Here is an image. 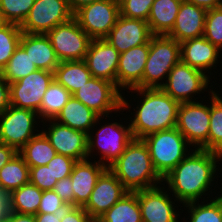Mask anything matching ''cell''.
<instances>
[{"label":"cell","instance_id":"6da1fadb","mask_svg":"<svg viewBox=\"0 0 222 222\" xmlns=\"http://www.w3.org/2000/svg\"><path fill=\"white\" fill-rule=\"evenodd\" d=\"M221 158L219 153L196 148L164 176L163 181H166L176 200L181 203L197 201L210 190L217 170L216 163Z\"/></svg>","mask_w":222,"mask_h":222},{"label":"cell","instance_id":"7a4b0ae2","mask_svg":"<svg viewBox=\"0 0 222 222\" xmlns=\"http://www.w3.org/2000/svg\"><path fill=\"white\" fill-rule=\"evenodd\" d=\"M144 98L141 105L136 107L134 119L130 127L133 138L143 139L146 136L173 129L176 127L180 102L174 100L161 88H133Z\"/></svg>","mask_w":222,"mask_h":222},{"label":"cell","instance_id":"3957f363","mask_svg":"<svg viewBox=\"0 0 222 222\" xmlns=\"http://www.w3.org/2000/svg\"><path fill=\"white\" fill-rule=\"evenodd\" d=\"M109 169L129 192L152 188L163 182L142 139L134 138Z\"/></svg>","mask_w":222,"mask_h":222},{"label":"cell","instance_id":"277c9868","mask_svg":"<svg viewBox=\"0 0 222 222\" xmlns=\"http://www.w3.org/2000/svg\"><path fill=\"white\" fill-rule=\"evenodd\" d=\"M142 140L149 150L155 170L162 178L188 155L187 145H191L176 127L150 134Z\"/></svg>","mask_w":222,"mask_h":222},{"label":"cell","instance_id":"5b68a950","mask_svg":"<svg viewBox=\"0 0 222 222\" xmlns=\"http://www.w3.org/2000/svg\"><path fill=\"white\" fill-rule=\"evenodd\" d=\"M181 61L180 43L167 35H153L144 67L142 88H160L172 68Z\"/></svg>","mask_w":222,"mask_h":222},{"label":"cell","instance_id":"8992f818","mask_svg":"<svg viewBox=\"0 0 222 222\" xmlns=\"http://www.w3.org/2000/svg\"><path fill=\"white\" fill-rule=\"evenodd\" d=\"M121 94L114 83L102 78L91 77L72 96L99 116L109 117V112L111 113L113 110L130 108V104Z\"/></svg>","mask_w":222,"mask_h":222},{"label":"cell","instance_id":"52a82bcc","mask_svg":"<svg viewBox=\"0 0 222 222\" xmlns=\"http://www.w3.org/2000/svg\"><path fill=\"white\" fill-rule=\"evenodd\" d=\"M46 35L60 62L84 60L92 41L74 17L66 23L57 25Z\"/></svg>","mask_w":222,"mask_h":222},{"label":"cell","instance_id":"ba28073f","mask_svg":"<svg viewBox=\"0 0 222 222\" xmlns=\"http://www.w3.org/2000/svg\"><path fill=\"white\" fill-rule=\"evenodd\" d=\"M73 17L67 0H35L20 28L22 33L47 34Z\"/></svg>","mask_w":222,"mask_h":222},{"label":"cell","instance_id":"9c48e42d","mask_svg":"<svg viewBox=\"0 0 222 222\" xmlns=\"http://www.w3.org/2000/svg\"><path fill=\"white\" fill-rule=\"evenodd\" d=\"M119 15L118 0H99L81 7L74 13V18L92 39H104Z\"/></svg>","mask_w":222,"mask_h":222},{"label":"cell","instance_id":"30bf717a","mask_svg":"<svg viewBox=\"0 0 222 222\" xmlns=\"http://www.w3.org/2000/svg\"><path fill=\"white\" fill-rule=\"evenodd\" d=\"M210 106L199 102L180 103L176 128L197 149L208 150Z\"/></svg>","mask_w":222,"mask_h":222},{"label":"cell","instance_id":"8fae6325","mask_svg":"<svg viewBox=\"0 0 222 222\" xmlns=\"http://www.w3.org/2000/svg\"><path fill=\"white\" fill-rule=\"evenodd\" d=\"M38 113L29 109L9 108L0 115V142L17 152L34 136V123Z\"/></svg>","mask_w":222,"mask_h":222},{"label":"cell","instance_id":"7c38bea8","mask_svg":"<svg viewBox=\"0 0 222 222\" xmlns=\"http://www.w3.org/2000/svg\"><path fill=\"white\" fill-rule=\"evenodd\" d=\"M54 80V72L37 69L10 86V105L39 112L43 96Z\"/></svg>","mask_w":222,"mask_h":222},{"label":"cell","instance_id":"4fadbf2b","mask_svg":"<svg viewBox=\"0 0 222 222\" xmlns=\"http://www.w3.org/2000/svg\"><path fill=\"white\" fill-rule=\"evenodd\" d=\"M205 73L180 61L169 72L160 88L180 103L192 102V94L205 91L210 82L209 75Z\"/></svg>","mask_w":222,"mask_h":222},{"label":"cell","instance_id":"5bb4252c","mask_svg":"<svg viewBox=\"0 0 222 222\" xmlns=\"http://www.w3.org/2000/svg\"><path fill=\"white\" fill-rule=\"evenodd\" d=\"M96 133L95 141L92 138L93 135L88 134L87 155L88 157L91 156L93 149L98 147L97 150L100 149L102 153L99 162L107 168L121 156L128 144L134 139L130 124L128 127H124L117 122L108 123V125H103ZM104 160L108 162H104Z\"/></svg>","mask_w":222,"mask_h":222},{"label":"cell","instance_id":"9a60e30c","mask_svg":"<svg viewBox=\"0 0 222 222\" xmlns=\"http://www.w3.org/2000/svg\"><path fill=\"white\" fill-rule=\"evenodd\" d=\"M127 192L129 191L115 174L109 168H106L98 177L90 198L83 209L96 221Z\"/></svg>","mask_w":222,"mask_h":222},{"label":"cell","instance_id":"2e32d148","mask_svg":"<svg viewBox=\"0 0 222 222\" xmlns=\"http://www.w3.org/2000/svg\"><path fill=\"white\" fill-rule=\"evenodd\" d=\"M51 121V122H50ZM48 130L42 132L49 139L57 154L68 156L76 161L88 159V135L49 119Z\"/></svg>","mask_w":222,"mask_h":222},{"label":"cell","instance_id":"e0dca14e","mask_svg":"<svg viewBox=\"0 0 222 222\" xmlns=\"http://www.w3.org/2000/svg\"><path fill=\"white\" fill-rule=\"evenodd\" d=\"M147 21L119 15L116 24L104 38L119 53L147 44L152 37Z\"/></svg>","mask_w":222,"mask_h":222},{"label":"cell","instance_id":"ac0fdd59","mask_svg":"<svg viewBox=\"0 0 222 222\" xmlns=\"http://www.w3.org/2000/svg\"><path fill=\"white\" fill-rule=\"evenodd\" d=\"M160 186L138 190L142 222H178L169 194Z\"/></svg>","mask_w":222,"mask_h":222},{"label":"cell","instance_id":"d6986e66","mask_svg":"<svg viewBox=\"0 0 222 222\" xmlns=\"http://www.w3.org/2000/svg\"><path fill=\"white\" fill-rule=\"evenodd\" d=\"M119 55L105 39H92L84 60L92 77L102 78L116 85Z\"/></svg>","mask_w":222,"mask_h":222},{"label":"cell","instance_id":"ffe728a7","mask_svg":"<svg viewBox=\"0 0 222 222\" xmlns=\"http://www.w3.org/2000/svg\"><path fill=\"white\" fill-rule=\"evenodd\" d=\"M148 54L149 42L120 53L116 75V87L119 90L125 87L126 89L142 88V77Z\"/></svg>","mask_w":222,"mask_h":222},{"label":"cell","instance_id":"44dd1931","mask_svg":"<svg viewBox=\"0 0 222 222\" xmlns=\"http://www.w3.org/2000/svg\"><path fill=\"white\" fill-rule=\"evenodd\" d=\"M206 13V9L183 0L167 36L179 43L203 36Z\"/></svg>","mask_w":222,"mask_h":222},{"label":"cell","instance_id":"7402d4cb","mask_svg":"<svg viewBox=\"0 0 222 222\" xmlns=\"http://www.w3.org/2000/svg\"><path fill=\"white\" fill-rule=\"evenodd\" d=\"M95 161L92 164L88 159L77 161L72 169L70 179L74 193V206H84L90 198L98 177L107 168Z\"/></svg>","mask_w":222,"mask_h":222},{"label":"cell","instance_id":"603a6c76","mask_svg":"<svg viewBox=\"0 0 222 222\" xmlns=\"http://www.w3.org/2000/svg\"><path fill=\"white\" fill-rule=\"evenodd\" d=\"M219 51L204 36L180 43L181 62L202 72L218 63Z\"/></svg>","mask_w":222,"mask_h":222},{"label":"cell","instance_id":"cb8c5ba5","mask_svg":"<svg viewBox=\"0 0 222 222\" xmlns=\"http://www.w3.org/2000/svg\"><path fill=\"white\" fill-rule=\"evenodd\" d=\"M20 46L38 69L54 72L60 63L46 34L22 33Z\"/></svg>","mask_w":222,"mask_h":222},{"label":"cell","instance_id":"d4e9b609","mask_svg":"<svg viewBox=\"0 0 222 222\" xmlns=\"http://www.w3.org/2000/svg\"><path fill=\"white\" fill-rule=\"evenodd\" d=\"M99 118L101 120L102 116L71 96L54 120L88 135L91 128L99 122Z\"/></svg>","mask_w":222,"mask_h":222},{"label":"cell","instance_id":"484cf974","mask_svg":"<svg viewBox=\"0 0 222 222\" xmlns=\"http://www.w3.org/2000/svg\"><path fill=\"white\" fill-rule=\"evenodd\" d=\"M183 0H154L147 23L152 35H168Z\"/></svg>","mask_w":222,"mask_h":222},{"label":"cell","instance_id":"4316f807","mask_svg":"<svg viewBox=\"0 0 222 222\" xmlns=\"http://www.w3.org/2000/svg\"><path fill=\"white\" fill-rule=\"evenodd\" d=\"M91 77L85 60L62 61L54 71V79L71 94L86 84Z\"/></svg>","mask_w":222,"mask_h":222},{"label":"cell","instance_id":"83f0119b","mask_svg":"<svg viewBox=\"0 0 222 222\" xmlns=\"http://www.w3.org/2000/svg\"><path fill=\"white\" fill-rule=\"evenodd\" d=\"M29 170L23 157L17 152L0 169V194L9 195L13 190L29 183Z\"/></svg>","mask_w":222,"mask_h":222},{"label":"cell","instance_id":"f1b7e54d","mask_svg":"<svg viewBox=\"0 0 222 222\" xmlns=\"http://www.w3.org/2000/svg\"><path fill=\"white\" fill-rule=\"evenodd\" d=\"M96 222H142L138 191L127 192Z\"/></svg>","mask_w":222,"mask_h":222},{"label":"cell","instance_id":"f546056e","mask_svg":"<svg viewBox=\"0 0 222 222\" xmlns=\"http://www.w3.org/2000/svg\"><path fill=\"white\" fill-rule=\"evenodd\" d=\"M43 191L27 183L8 195V210L20 214L36 215Z\"/></svg>","mask_w":222,"mask_h":222},{"label":"cell","instance_id":"4dcf8cb0","mask_svg":"<svg viewBox=\"0 0 222 222\" xmlns=\"http://www.w3.org/2000/svg\"><path fill=\"white\" fill-rule=\"evenodd\" d=\"M18 153L23 157L29 168L47 165L57 154L42 131L30 139Z\"/></svg>","mask_w":222,"mask_h":222},{"label":"cell","instance_id":"1f68e13d","mask_svg":"<svg viewBox=\"0 0 222 222\" xmlns=\"http://www.w3.org/2000/svg\"><path fill=\"white\" fill-rule=\"evenodd\" d=\"M72 94L55 79L48 86L41 103L38 117L55 119Z\"/></svg>","mask_w":222,"mask_h":222},{"label":"cell","instance_id":"d6a6232c","mask_svg":"<svg viewBox=\"0 0 222 222\" xmlns=\"http://www.w3.org/2000/svg\"><path fill=\"white\" fill-rule=\"evenodd\" d=\"M37 69L29 55H27V52L19 45L0 72L3 78L10 84L22 79Z\"/></svg>","mask_w":222,"mask_h":222},{"label":"cell","instance_id":"836d02e7","mask_svg":"<svg viewBox=\"0 0 222 222\" xmlns=\"http://www.w3.org/2000/svg\"><path fill=\"white\" fill-rule=\"evenodd\" d=\"M211 93L208 151L222 155V99L213 90Z\"/></svg>","mask_w":222,"mask_h":222},{"label":"cell","instance_id":"e575fe53","mask_svg":"<svg viewBox=\"0 0 222 222\" xmlns=\"http://www.w3.org/2000/svg\"><path fill=\"white\" fill-rule=\"evenodd\" d=\"M22 31L19 25L6 23L0 27V71L20 45Z\"/></svg>","mask_w":222,"mask_h":222},{"label":"cell","instance_id":"d590c367","mask_svg":"<svg viewBox=\"0 0 222 222\" xmlns=\"http://www.w3.org/2000/svg\"><path fill=\"white\" fill-rule=\"evenodd\" d=\"M196 203L197 201L184 204L190 210V222H222V204L217 197L207 204Z\"/></svg>","mask_w":222,"mask_h":222},{"label":"cell","instance_id":"8d00e7d4","mask_svg":"<svg viewBox=\"0 0 222 222\" xmlns=\"http://www.w3.org/2000/svg\"><path fill=\"white\" fill-rule=\"evenodd\" d=\"M35 0H0V11L6 23L21 26Z\"/></svg>","mask_w":222,"mask_h":222},{"label":"cell","instance_id":"74e56055","mask_svg":"<svg viewBox=\"0 0 222 222\" xmlns=\"http://www.w3.org/2000/svg\"><path fill=\"white\" fill-rule=\"evenodd\" d=\"M203 36L219 50H221L222 6L207 10Z\"/></svg>","mask_w":222,"mask_h":222},{"label":"cell","instance_id":"f35d334b","mask_svg":"<svg viewBox=\"0 0 222 222\" xmlns=\"http://www.w3.org/2000/svg\"><path fill=\"white\" fill-rule=\"evenodd\" d=\"M120 15L126 18L148 20L154 0H118Z\"/></svg>","mask_w":222,"mask_h":222},{"label":"cell","instance_id":"ab89813d","mask_svg":"<svg viewBox=\"0 0 222 222\" xmlns=\"http://www.w3.org/2000/svg\"><path fill=\"white\" fill-rule=\"evenodd\" d=\"M57 181V179H53L50 165L30 167L29 182L40 190H53Z\"/></svg>","mask_w":222,"mask_h":222},{"label":"cell","instance_id":"60d3db41","mask_svg":"<svg viewBox=\"0 0 222 222\" xmlns=\"http://www.w3.org/2000/svg\"><path fill=\"white\" fill-rule=\"evenodd\" d=\"M77 161L61 154H56L47 165H50L53 179L61 180L71 175Z\"/></svg>","mask_w":222,"mask_h":222},{"label":"cell","instance_id":"b9f144b4","mask_svg":"<svg viewBox=\"0 0 222 222\" xmlns=\"http://www.w3.org/2000/svg\"><path fill=\"white\" fill-rule=\"evenodd\" d=\"M54 190H44L42 193L40 206L37 213H55V211L65 205Z\"/></svg>","mask_w":222,"mask_h":222},{"label":"cell","instance_id":"7bdbcfd3","mask_svg":"<svg viewBox=\"0 0 222 222\" xmlns=\"http://www.w3.org/2000/svg\"><path fill=\"white\" fill-rule=\"evenodd\" d=\"M53 190L66 203H71L74 205V193L72 190V182L70 176L58 180Z\"/></svg>","mask_w":222,"mask_h":222},{"label":"cell","instance_id":"ee69618b","mask_svg":"<svg viewBox=\"0 0 222 222\" xmlns=\"http://www.w3.org/2000/svg\"><path fill=\"white\" fill-rule=\"evenodd\" d=\"M74 207L71 203H66L55 213H37L35 215L36 222H61L65 215Z\"/></svg>","mask_w":222,"mask_h":222},{"label":"cell","instance_id":"f6af8a7d","mask_svg":"<svg viewBox=\"0 0 222 222\" xmlns=\"http://www.w3.org/2000/svg\"><path fill=\"white\" fill-rule=\"evenodd\" d=\"M61 222H94L82 206H74Z\"/></svg>","mask_w":222,"mask_h":222},{"label":"cell","instance_id":"bcb514c9","mask_svg":"<svg viewBox=\"0 0 222 222\" xmlns=\"http://www.w3.org/2000/svg\"><path fill=\"white\" fill-rule=\"evenodd\" d=\"M10 106V86L0 72V115Z\"/></svg>","mask_w":222,"mask_h":222},{"label":"cell","instance_id":"7dc6e473","mask_svg":"<svg viewBox=\"0 0 222 222\" xmlns=\"http://www.w3.org/2000/svg\"><path fill=\"white\" fill-rule=\"evenodd\" d=\"M2 222H36V220L35 215L20 214L8 210Z\"/></svg>","mask_w":222,"mask_h":222},{"label":"cell","instance_id":"c3c4849f","mask_svg":"<svg viewBox=\"0 0 222 222\" xmlns=\"http://www.w3.org/2000/svg\"><path fill=\"white\" fill-rule=\"evenodd\" d=\"M17 151L6 144L0 142V169L8 163Z\"/></svg>","mask_w":222,"mask_h":222},{"label":"cell","instance_id":"681fc988","mask_svg":"<svg viewBox=\"0 0 222 222\" xmlns=\"http://www.w3.org/2000/svg\"><path fill=\"white\" fill-rule=\"evenodd\" d=\"M189 3H193L206 10H210L219 6H222V0H184Z\"/></svg>","mask_w":222,"mask_h":222},{"label":"cell","instance_id":"f907efd6","mask_svg":"<svg viewBox=\"0 0 222 222\" xmlns=\"http://www.w3.org/2000/svg\"><path fill=\"white\" fill-rule=\"evenodd\" d=\"M69 7L73 13H75L77 10H79L81 7L91 4L94 1L99 0H67Z\"/></svg>","mask_w":222,"mask_h":222},{"label":"cell","instance_id":"816d5d0a","mask_svg":"<svg viewBox=\"0 0 222 222\" xmlns=\"http://www.w3.org/2000/svg\"><path fill=\"white\" fill-rule=\"evenodd\" d=\"M8 212V195L0 194V222L5 218Z\"/></svg>","mask_w":222,"mask_h":222},{"label":"cell","instance_id":"f5cc1de1","mask_svg":"<svg viewBox=\"0 0 222 222\" xmlns=\"http://www.w3.org/2000/svg\"><path fill=\"white\" fill-rule=\"evenodd\" d=\"M4 24H6V21L4 20L2 13L0 11V27H2Z\"/></svg>","mask_w":222,"mask_h":222},{"label":"cell","instance_id":"db71d44e","mask_svg":"<svg viewBox=\"0 0 222 222\" xmlns=\"http://www.w3.org/2000/svg\"><path fill=\"white\" fill-rule=\"evenodd\" d=\"M219 199V201L221 202L222 204V195H220L219 197H217Z\"/></svg>","mask_w":222,"mask_h":222}]
</instances>
